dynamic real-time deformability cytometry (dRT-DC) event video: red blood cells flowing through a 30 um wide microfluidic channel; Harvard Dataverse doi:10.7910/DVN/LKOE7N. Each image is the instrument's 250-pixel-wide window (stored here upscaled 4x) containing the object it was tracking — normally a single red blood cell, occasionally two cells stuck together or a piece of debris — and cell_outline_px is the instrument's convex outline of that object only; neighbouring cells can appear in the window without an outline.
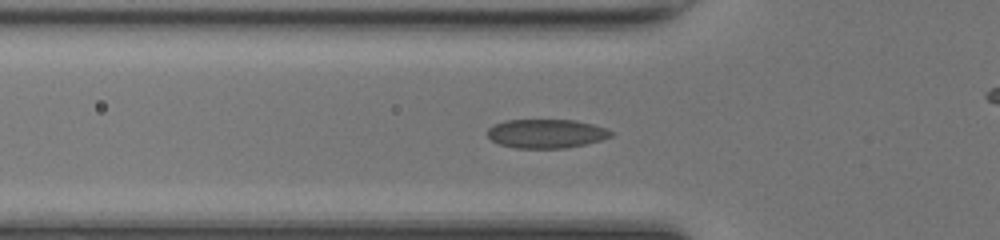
{"species": "common noctule bat (a hibernating species)", "species_latin": "Nyctalus noctula", "temperature_condition": "room temperature", "stored_images_in_passage": 39, "camera_frame_rate_fps": 3000, "um_per_image_px": 0.085, "animal": {"sex": "female", "body_mass_g": 17.0, "forearm_length_mm": 48.0}, "frame": {"image": 1, "passage_image": 16, "time_ms": 5.0, "image_size_px": [1000, 240], "cell_outline_px": [[612, 136], [600, 140], [584, 144], [564, 148], [516, 148], [500, 144], [492, 140], [488, 136], [488, 128], [504, 120], [576, 120], [608, 128], [612, 132]], "centroid_in_image_um": [46.44, 11.35], "position_along_channel_um": 79.4, "area_um2": 20.69}}
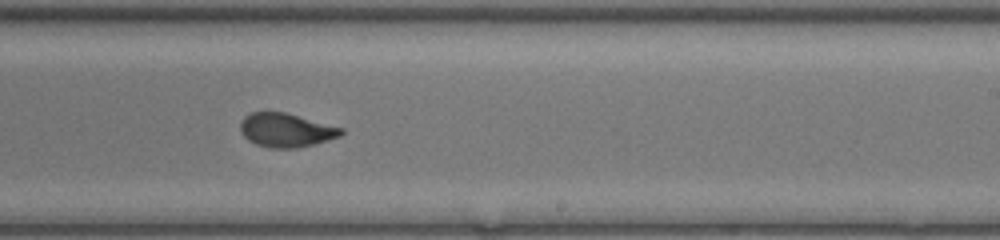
{"frame": {"image": 2, "passage_image": 29, "time_ms": 9.333, "image_size_px": [1000, 240], "cell_outline_px": [[344, 132], [340, 136], [328, 140], [296, 148], [272, 148], [256, 144], [248, 140], [240, 132], [240, 120], [244, 116], [252, 112], [284, 112], [344, 128]], "centroid_in_image_um": [24.29, 11.06], "position_along_channel_um": 264.7, "area_um2": 19.83}}
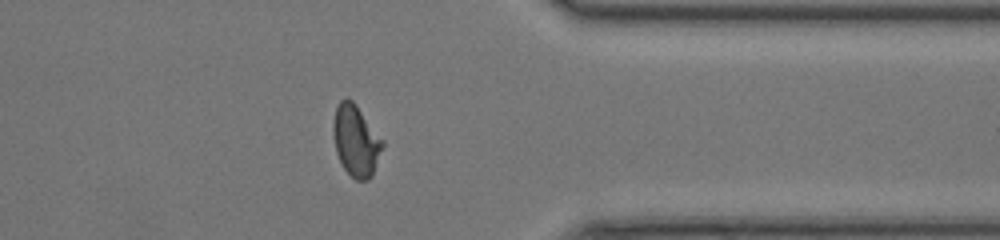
{"frame": {"image": 3, "passage_image": 38, "time_ms": 12.333, "image_size_px": [1000, 240], "cell_outline_px": [[384, 144], [372, 176], [368, 180], [356, 180], [344, 168], [336, 152], [332, 136], [332, 120], [336, 108], [340, 100], [348, 96], [356, 104], [384, 140]], "centroid_in_image_um": [30.24, 11.92], "position_along_channel_um": 381.2, "area_um2": 20.69}}